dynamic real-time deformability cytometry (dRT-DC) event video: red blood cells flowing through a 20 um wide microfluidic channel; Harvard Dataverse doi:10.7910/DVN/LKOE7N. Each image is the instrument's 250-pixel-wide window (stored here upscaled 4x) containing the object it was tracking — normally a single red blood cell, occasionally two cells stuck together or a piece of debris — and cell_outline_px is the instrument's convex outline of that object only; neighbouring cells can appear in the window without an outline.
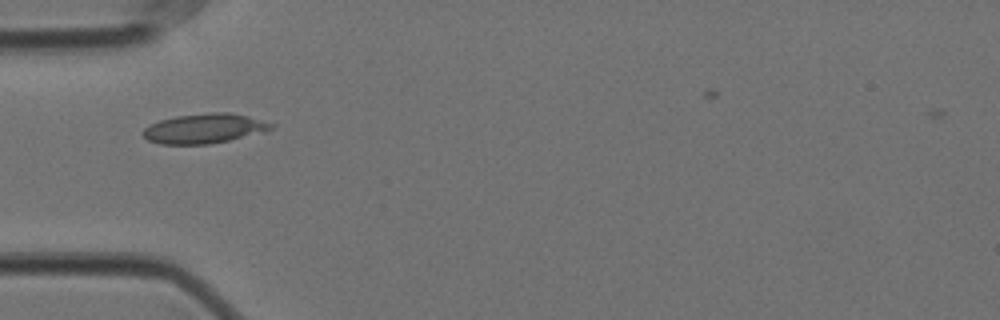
{"species": "Egyptian fruit bat (a non-hibernating species)", "species_latin": "Rousettus aegyptiacus", "temperature_condition": "cold", "stored_images_in_passage": 42, "camera_frame_rate_fps": 3000, "um_per_image_px": 0.085, "animal": {"sex": "female"}, "frame": {"image": 1, "passage_image": 2, "time_ms": 0.333, "image_size_px": [1000, 320], "cell_outline_px": [[276, 124], [268, 132], [208, 144], [160, 144], [148, 140], [140, 132], [148, 124], [160, 120], [176, 116], [212, 112], [228, 112], [248, 116]], "centroid_in_image_um": [17.38, 10.92], "position_along_channel_um": 67.6, "area_um2": 22.37}}
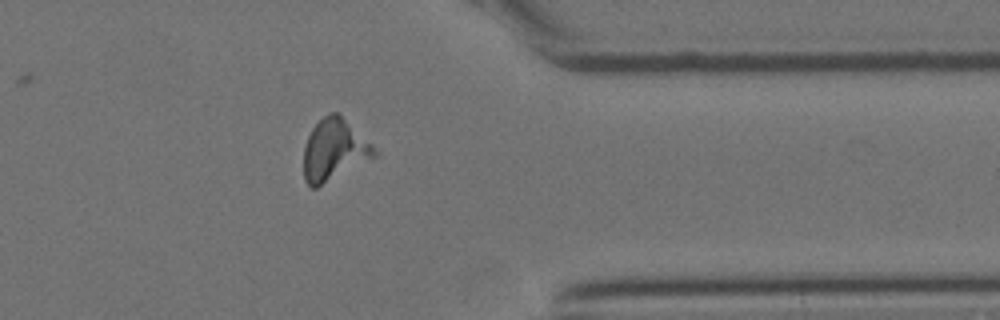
{"frame": {"image": 2, "passage_image": 30, "time_ms": 9.667, "image_size_px": [1000, 320], "cell_outline_px": [[380, 152], [376, 156], [316, 188], [312, 188], [304, 180], [304, 148], [308, 136], [312, 128], [328, 112], [336, 112], [372, 144]], "centroid_in_image_um": [28.4, 12.76], "position_along_channel_um": 383.0, "area_um2": 24.97}}
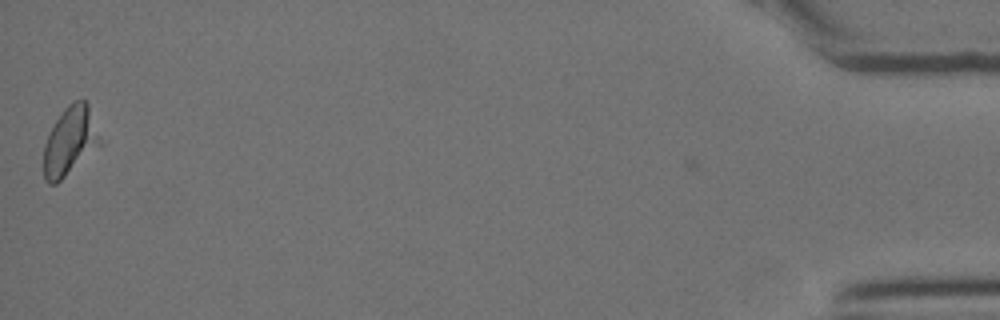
{"frame": {"image": 3, "passage_image": 41, "time_ms": 13.333, "image_size_px": [1000, 320], "cell_outline_px": [[104, 144], [56, 184], [48, 184], [44, 180], [44, 144], [56, 120], [64, 108], [68, 104], [76, 100], [84, 100], [88, 104]], "centroid_in_image_um": [5.99, 12.02], "position_along_channel_um": 429.2, "area_um2": 22.72}}